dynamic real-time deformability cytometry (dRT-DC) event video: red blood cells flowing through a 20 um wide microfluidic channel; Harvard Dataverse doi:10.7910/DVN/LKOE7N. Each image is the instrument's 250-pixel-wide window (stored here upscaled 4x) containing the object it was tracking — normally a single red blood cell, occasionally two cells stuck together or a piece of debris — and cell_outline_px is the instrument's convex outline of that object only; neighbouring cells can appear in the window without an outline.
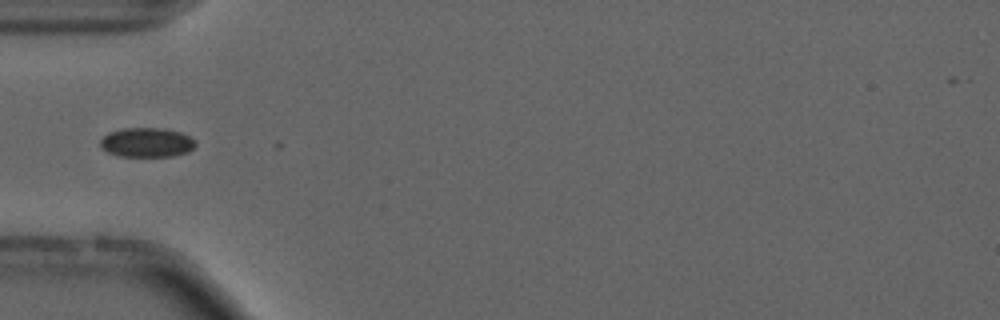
{"species": "common noctule bat (a hibernating species)", "species_latin": "Nyctalus noctula", "temperature_condition": "cold", "stored_images_in_passage": 4, "camera_frame_rate_fps": 3000, "um_per_image_px": 0.085, "animal": {"sex": "male", "forearm_length_mm": 52.5}, "frame": {"image": 1, "passage_image": 1, "time_ms": 0.0, "image_size_px": [1000, 320], "cell_outline_px": [[196, 144], [188, 152], [172, 156], [120, 156], [108, 152], [100, 148], [100, 140], [108, 132], [124, 128], [164, 128], [180, 132], [196, 140]], "centroid_in_image_um": [12.46, 12.1], "position_along_channel_um": 72.5, "area_um2": 16.36}}